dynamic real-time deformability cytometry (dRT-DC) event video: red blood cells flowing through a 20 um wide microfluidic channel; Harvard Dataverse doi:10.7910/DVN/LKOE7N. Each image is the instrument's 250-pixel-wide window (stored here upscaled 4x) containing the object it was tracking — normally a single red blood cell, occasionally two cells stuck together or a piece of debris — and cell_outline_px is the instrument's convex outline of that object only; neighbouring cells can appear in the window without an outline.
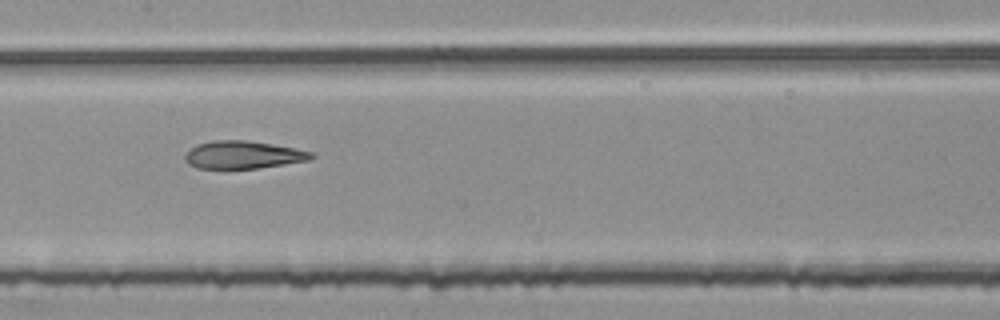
{"species": "common noctule bat (a hibernating species)", "species_latin": "Nyctalus noctula", "temperature_condition": "room temperature", "stored_images_in_passage": 54, "segment_of_instrument_passage": [2, 2], "camera_frame_rate_fps": 3000, "um_per_image_px": 0.085, "animal": {"sex": "female", "body_mass_g": 25.1}, "frame": {"image": 1, "passage_image": 27, "time_ms": 8.667, "image_size_px": [1000, 320], "cell_outline_px": [[316, 156], [308, 160], [284, 164], [256, 168], [196, 168], [188, 164], [184, 160], [184, 156], [196, 144], [212, 140], [248, 140], [296, 148], [312, 152]], "centroid_in_image_um": [20.65, 13.15], "position_along_channel_um": 186.7, "area_um2": 20.35}}
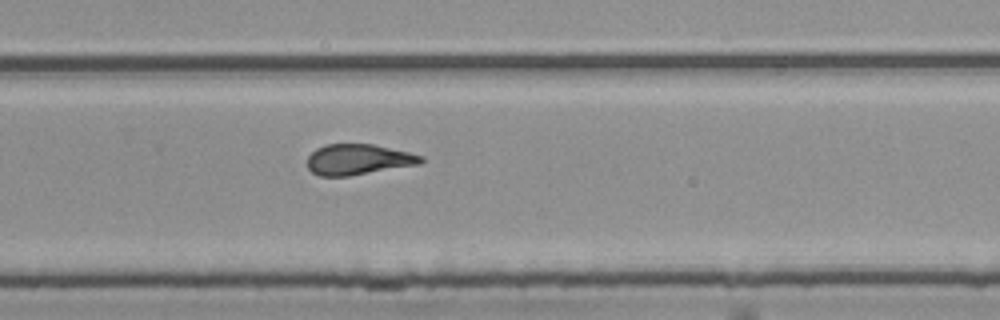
{"frame": {"image": 2, "passage_image": 36, "time_ms": 11.667, "image_size_px": [1000, 320], "cell_outline_px": [[424, 160], [420, 164], [348, 176], [320, 176], [312, 172], [308, 168], [308, 156], [316, 148], [324, 144], [372, 144], [408, 152], [424, 156]], "centroid_in_image_um": [30.44, 13.55], "position_along_channel_um": 299.4, "area_um2": 20.23}}
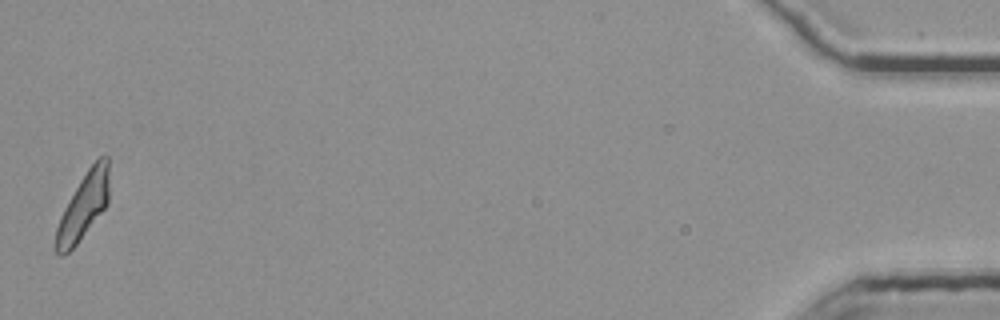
{"frame": {"image": 3, "passage_image": 54, "time_ms": 17.667, "image_size_px": [1000, 320], "cell_outline_px": [[108, 204], [76, 244], [68, 252], [60, 256], [56, 252], [56, 228], [60, 216], [64, 208], [80, 180], [88, 168], [104, 152], [108, 156]], "centroid_in_image_um": [7.1, 17.49], "position_along_channel_um": 428.1, "area_um2": 20.17}}